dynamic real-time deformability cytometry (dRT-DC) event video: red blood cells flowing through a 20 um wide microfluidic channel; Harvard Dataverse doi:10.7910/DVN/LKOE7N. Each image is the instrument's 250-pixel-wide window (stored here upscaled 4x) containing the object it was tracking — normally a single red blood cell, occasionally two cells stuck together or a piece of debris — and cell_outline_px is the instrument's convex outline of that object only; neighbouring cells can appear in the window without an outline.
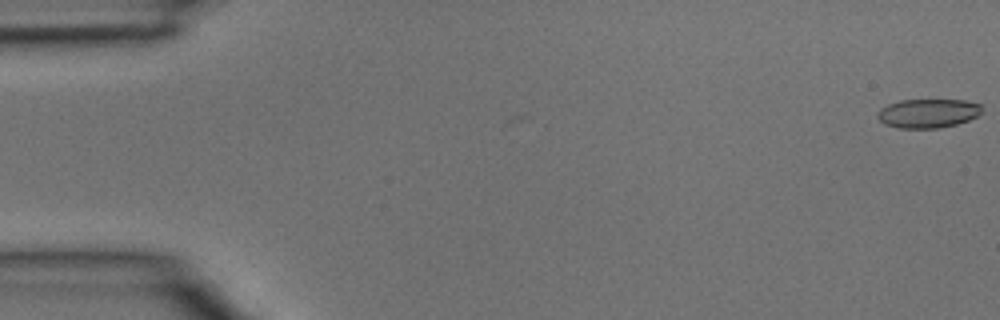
{"species": "common noctule bat (a hibernating species)", "species_latin": "Nyctalus noctula", "temperature_condition": "room temperature", "stored_images_in_passage": 2, "camera_frame_rate_fps": 3000, "um_per_image_px": 0.085, "animal": {"sex": "male", "body_mass_g": 15.6}, "frame": {"image": 1, "passage_image": 1, "time_ms": 0.0, "image_size_px": [1000, 320], "cell_outline_px": [[980, 112], [976, 116], [968, 120], [956, 124], [940, 128], [900, 128], [884, 124], [876, 116], [876, 112], [880, 108], [888, 104], [900, 100], [964, 100], [980, 104]], "centroid_in_image_um": [78.82, 9.63], "position_along_channel_um": 6.2, "area_um2": 17.57}}